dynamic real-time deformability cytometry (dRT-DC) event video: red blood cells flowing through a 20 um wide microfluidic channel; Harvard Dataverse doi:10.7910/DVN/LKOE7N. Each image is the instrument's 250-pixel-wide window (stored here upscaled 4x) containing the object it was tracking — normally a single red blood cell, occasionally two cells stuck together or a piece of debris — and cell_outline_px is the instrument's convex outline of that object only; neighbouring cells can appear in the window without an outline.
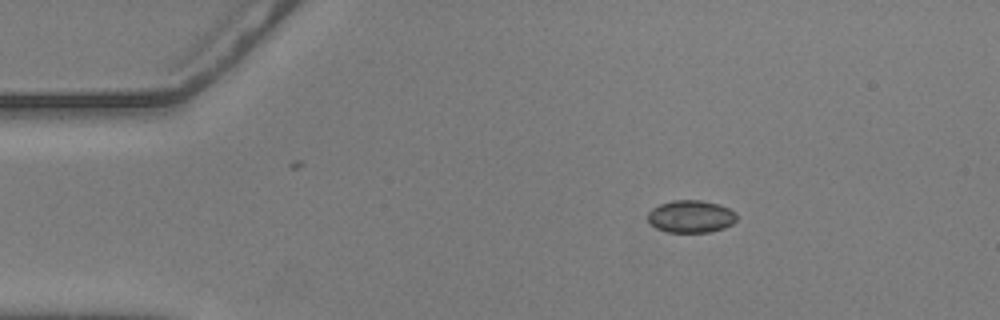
{"species": "common noctule bat (a hibernating species)", "species_latin": "Nyctalus noctula", "temperature_condition": "warm", "stored_images_in_passage": 48, "camera_frame_rate_fps": 3000, "um_per_image_px": 0.085, "animal": {"sex": "male", "body_mass_g": 20.5, "forearm_length_mm": 52.5}, "frame": {"image": 1, "passage_image": 1, "time_ms": 0.0, "image_size_px": [1000, 320], "cell_outline_px": [[736, 220], [732, 224], [724, 228], [708, 232], [668, 232], [656, 228], [648, 220], [648, 212], [652, 208], [660, 204], [672, 200], [700, 200], [720, 204], [736, 212]], "centroid_in_image_um": [58.73, 18.39], "position_along_channel_um": 26.3, "area_um2": 16.82}}
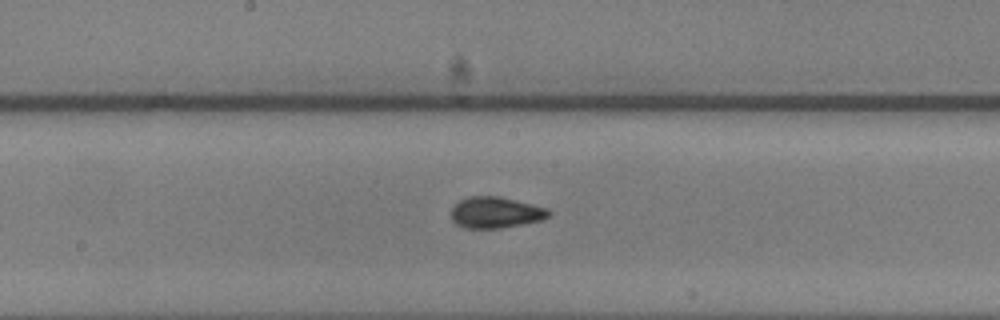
{"frame": {"image": 2, "passage_image": 21, "time_ms": 6.667, "image_size_px": [1000, 320], "cell_outline_px": [[552, 212], [544, 220], [504, 228], [464, 228], [456, 224], [452, 220], [452, 208], [460, 200], [468, 196], [500, 196], [548, 208]], "centroid_in_image_um": [42.16, 18.07], "position_along_channel_um": 206.0, "area_um2": 17.92}}
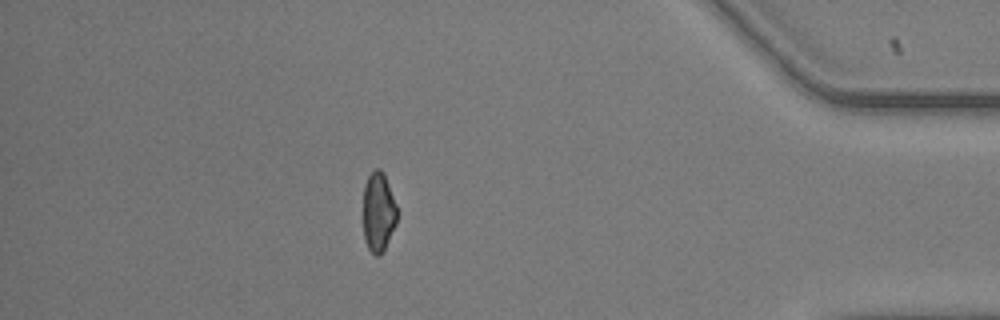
{"frame": {"image": 3, "passage_image": 41, "time_ms": 13.333, "image_size_px": [1000, 320], "cell_outline_px": [[396, 224], [380, 256], [376, 256], [368, 248], [364, 240], [364, 184], [368, 176], [376, 168], [380, 168], [384, 172], [396, 204]], "centroid_in_image_um": [32.16, 18.0], "position_along_channel_um": 403.0, "area_um2": 15.55}, "authors_computed_cell_mechanics": {"area_um2": 16.9932, "velocity_mm_per_s": 3.6105, "shape_relaxation_time_tau1_ms": 7.4889, "shape_relaxation_time_tau2_ms": 1.8966, "deformation_change_tau1": 0.1308, "deformation_change_tau2": 0.0732}}